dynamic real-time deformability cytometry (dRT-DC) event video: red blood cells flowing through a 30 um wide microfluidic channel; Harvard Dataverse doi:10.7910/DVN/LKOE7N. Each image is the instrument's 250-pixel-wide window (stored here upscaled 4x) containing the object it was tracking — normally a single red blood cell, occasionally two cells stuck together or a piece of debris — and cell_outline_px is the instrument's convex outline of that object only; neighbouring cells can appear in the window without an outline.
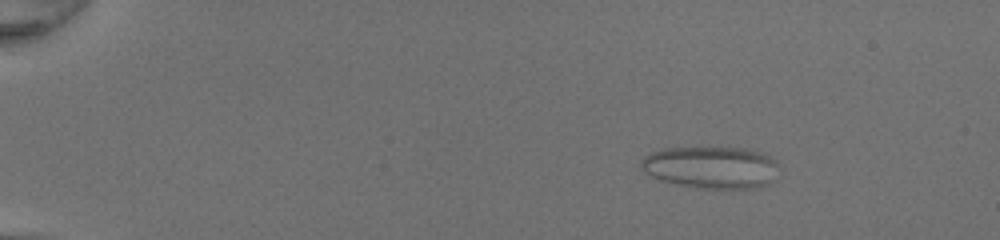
{"species": "common noctule bat (a hibernating species)", "species_latin": "Nyctalus noctula", "temperature_condition": "room temperature", "stored_images_in_passage": 51, "camera_frame_rate_fps": 3000, "um_per_image_px": 0.085, "animal": {"sex": "female", "body_mass_g": 20.0, "forearm_length_mm": 54.0}, "frame": {"image": 1, "passage_image": 9, "time_ms": 2.667, "image_size_px": [1000, 240], "cell_outline_px": [[776, 164], [772, 180], [768, 184], [756, 188], [696, 188], [676, 184], [660, 180], [648, 176], [640, 168], [640, 160], [644, 156], [652, 152], [664, 148], [748, 148], [772, 156], [776, 160]], "centroid_in_image_um": [60.39, 14.22], "position_along_channel_um": 24.6, "area_um2": 33.93}}
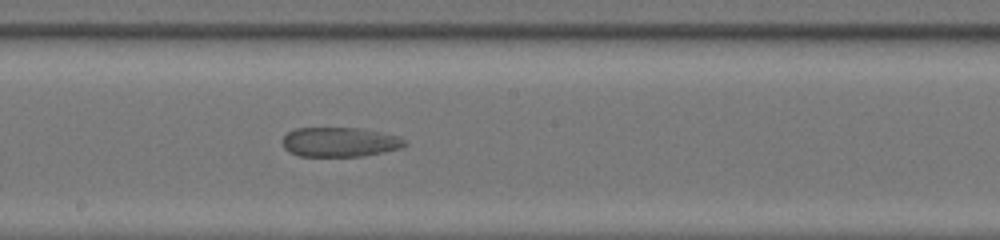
{"frame": {"image": 2, "passage_image": 31, "time_ms": 10.0, "image_size_px": [1000, 240], "cell_outline_px": [[408, 144], [400, 148], [384, 152], [364, 156], [300, 156], [288, 152], [284, 148], [284, 136], [288, 132], [296, 128], [360, 128], [400, 136]], "centroid_in_image_um": [28.9, 12.08], "position_along_channel_um": 219.3, "area_um2": 21.04}}
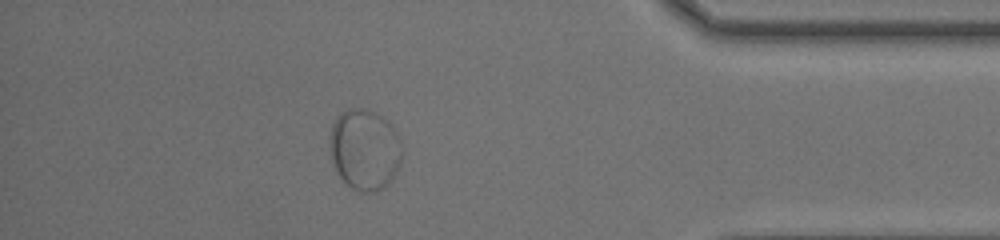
{"frame": {"image": 3, "passage_image": 46, "time_ms": 15.0, "image_size_px": [1000, 240], "cell_outline_px": [[404, 148], [400, 164], [396, 172], [388, 184], [372, 192], [360, 192], [352, 188], [336, 172], [332, 160], [328, 136], [332, 124], [336, 116], [340, 112], [348, 108], [368, 108], [376, 112], [388, 120], [392, 124], [400, 136]], "centroid_in_image_um": [31.01, 12.65], "position_along_channel_um": 404.2, "area_um2": 34.85}}